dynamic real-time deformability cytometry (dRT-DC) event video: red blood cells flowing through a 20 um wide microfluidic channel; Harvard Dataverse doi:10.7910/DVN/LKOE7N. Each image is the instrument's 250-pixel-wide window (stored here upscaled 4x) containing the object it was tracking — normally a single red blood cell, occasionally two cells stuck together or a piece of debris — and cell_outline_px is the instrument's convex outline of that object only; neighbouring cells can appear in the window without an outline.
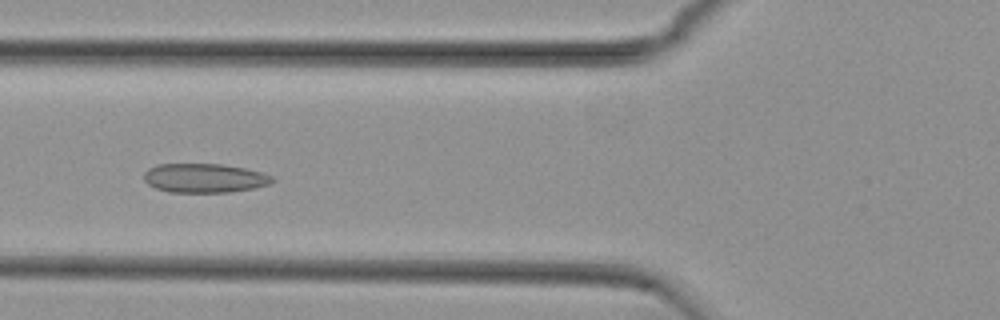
{"species": "common noctule bat (a hibernating species)", "species_latin": "Nyctalus noctula", "temperature_condition": "cold", "stored_images_in_passage": 43, "camera_frame_rate_fps": 3000, "um_per_image_px": 0.085, "animal": {"sex": "female", "body_mass_g": 29.2, "forearm_length_mm": 56.3}, "frame": {"image": 1, "passage_image": 17, "time_ms": 5.333, "image_size_px": [1000, 320], "cell_outline_px": [[276, 180], [272, 184], [256, 188], [228, 192], [168, 192], [156, 188], [148, 184], [144, 180], [144, 172], [148, 168], [156, 164], [220, 164], [244, 168], [276, 176]], "centroid_in_image_um": [17.42, 15.14], "position_along_channel_um": 108.4, "area_um2": 22.02}}
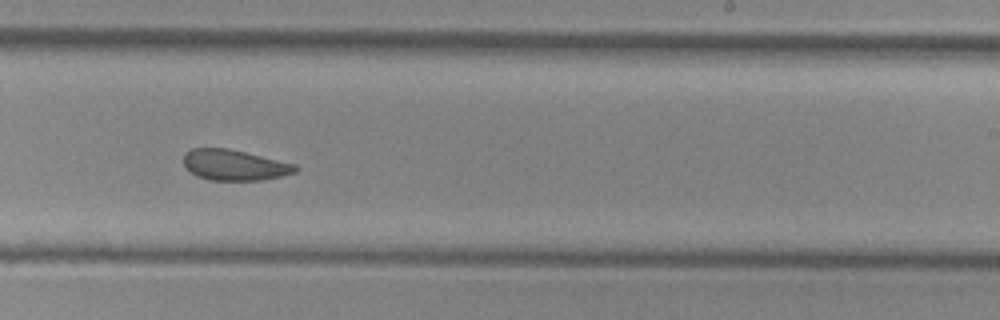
{"frame": {"image": 2, "passage_image": 30, "time_ms": 9.667, "image_size_px": [1000, 320], "cell_outline_px": [[300, 168], [296, 172], [284, 176], [264, 180], [208, 180], [196, 176], [184, 164], [184, 152], [192, 148], [228, 148], [296, 164]], "centroid_in_image_um": [19.96, 14.03], "position_along_channel_um": 269.0, "area_um2": 20.11}}
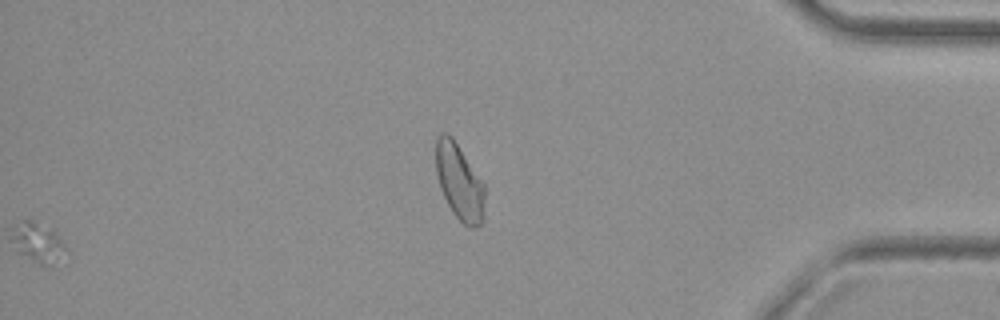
{"frame": {"image": 3, "passage_image": 43, "time_ms": 14.0, "image_size_px": [1000, 320], "cell_outline_px": [[484, 196], [480, 224], [472, 228], [468, 228], [452, 212], [440, 188], [436, 172], [436, 136], [440, 132], [448, 132], [452, 136], [484, 184]], "centroid_in_image_um": [39.0, 15.4], "position_along_channel_um": 396.2, "area_um2": 21.33}, "authors_computed_cell_mechanics": {"area_um2": 21.386, "velocity_mm_per_s": 3.7123, "shape_relaxation_time_tau1_ms": null, "shape_relaxation_time_tau2_ms": 2.1622, "deformation_change_tau1": null, "deformation_change_tau2": 0.0828}}